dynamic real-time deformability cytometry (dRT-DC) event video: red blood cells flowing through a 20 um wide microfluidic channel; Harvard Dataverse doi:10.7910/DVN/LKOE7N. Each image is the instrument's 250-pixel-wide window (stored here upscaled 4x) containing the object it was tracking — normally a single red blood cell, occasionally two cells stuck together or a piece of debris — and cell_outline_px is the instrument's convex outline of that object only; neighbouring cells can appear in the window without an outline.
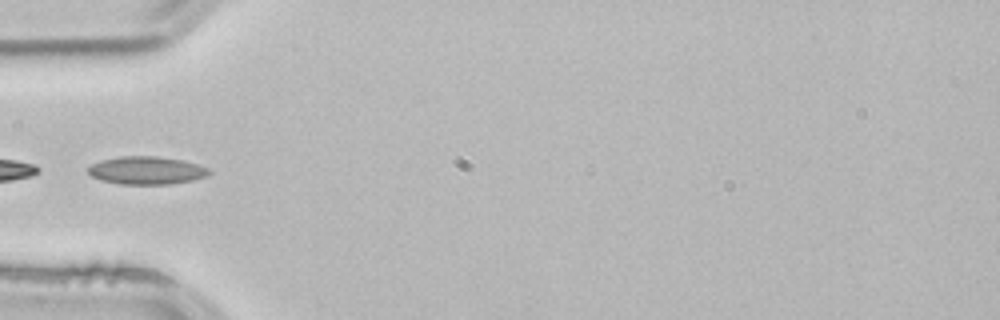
{"species": "common noctule bat (a hibernating species)", "species_latin": "Nyctalus noctula", "temperature_condition": "room temperature", "stored_images_in_passage": 2, "camera_frame_rate_fps": 3000, "um_per_image_px": 0.085, "animal": {"sex": "male", "body_mass_g": 21.5, "forearm_length_mm": 52.0}, "frame": {"image": 1, "passage_image": 2, "time_ms": 0.333, "image_size_px": [1000, 320], "cell_outline_px": [[212, 172], [208, 176], [192, 180], [168, 184], [120, 184], [100, 180], [92, 176], [88, 172], [88, 168], [92, 164], [104, 160], [120, 156], [156, 156], [180, 160], [196, 164], [208, 168]], "centroid_in_image_um": [12.46, 14.49], "position_along_channel_um": 72.5, "area_um2": 19.48}}